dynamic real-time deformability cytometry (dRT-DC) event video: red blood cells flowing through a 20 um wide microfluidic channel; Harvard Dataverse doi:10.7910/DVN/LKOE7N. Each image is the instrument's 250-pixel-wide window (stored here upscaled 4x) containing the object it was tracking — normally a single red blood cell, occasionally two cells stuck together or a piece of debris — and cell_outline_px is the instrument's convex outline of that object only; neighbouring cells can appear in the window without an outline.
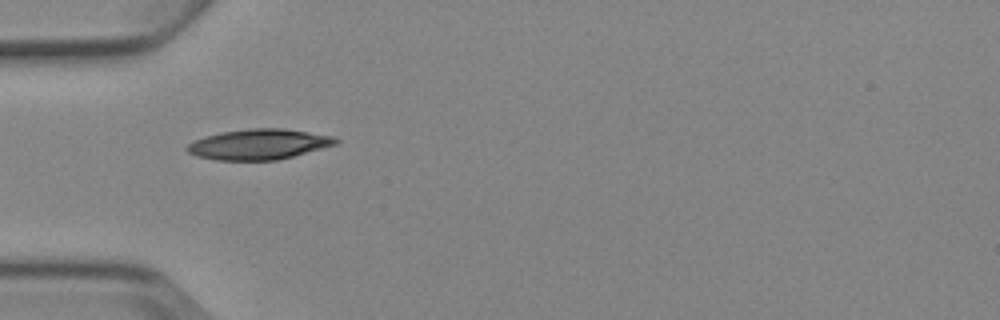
{"species": "Egyptian fruit bat (a non-hibernating species)", "species_latin": "Rousettus aegyptiacus", "temperature_condition": "cold", "stored_images_in_passage": 2, "camera_frame_rate_fps": 3000, "um_per_image_px": 0.085, "animal": {"sex": "female"}, "frame": {"image": 1, "passage_image": 1, "time_ms": 0.0, "image_size_px": [1000, 320], "cell_outline_px": [[340, 140], [336, 144], [292, 156], [276, 160], [216, 160], [196, 156], [188, 152], [184, 148], [188, 144], [204, 136], [220, 132], [248, 128], [280, 128], [308, 132], [332, 136]], "centroid_in_image_um": [21.95, 12.26], "position_along_channel_um": 63.1, "area_um2": 26.18}}
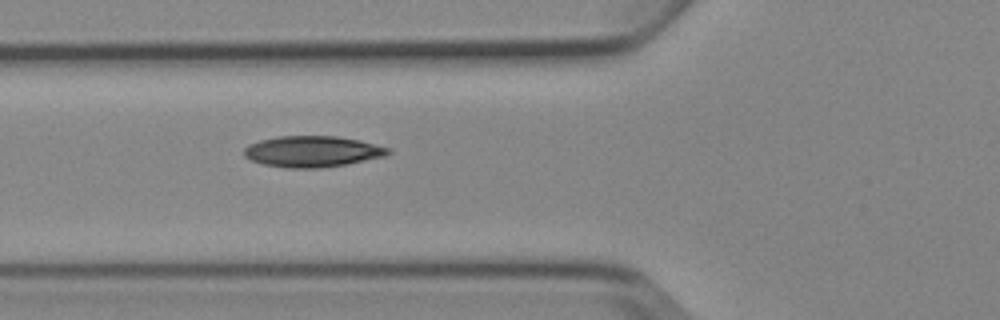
{"frame": {"image": 2, "passage_image": 2, "time_ms": 1.0, "image_size_px": [1000, 320], "cell_outline_px": [[392, 152], [388, 156], [348, 164], [320, 168], [288, 168], [264, 164], [252, 160], [244, 156], [244, 148], [248, 144], [260, 140], [276, 136], [336, 136], [360, 140], [392, 148]], "centroid_in_image_um": [26.61, 12.87], "position_along_channel_um": 99.2, "area_um2": 26.41}}